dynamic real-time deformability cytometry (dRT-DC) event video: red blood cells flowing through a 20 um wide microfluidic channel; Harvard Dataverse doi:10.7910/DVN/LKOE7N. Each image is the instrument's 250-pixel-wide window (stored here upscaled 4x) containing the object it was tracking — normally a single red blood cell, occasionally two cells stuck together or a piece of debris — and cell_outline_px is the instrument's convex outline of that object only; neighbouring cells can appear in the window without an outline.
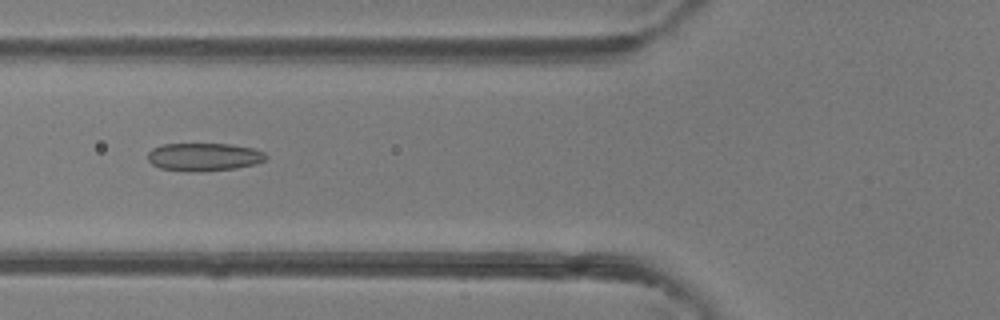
{"species": "common noctule bat (a hibernating species)", "species_latin": "Nyctalus noctula", "temperature_condition": "room temperature", "stored_images_in_passage": 17, "camera_frame_rate_fps": 3000, "um_per_image_px": 0.085, "animal": {"sex": "female"}, "frame": {"image": 1, "passage_image": 10, "time_ms": 3.0, "image_size_px": [1000, 320], "cell_outline_px": [[268, 156], [264, 160], [256, 164], [236, 168], [196, 172], [192, 172], [160, 168], [152, 164], [148, 160], [148, 152], [152, 148], [164, 144], [232, 144], [252, 148], [264, 152]], "centroid_in_image_um": [17.33, 13.34], "position_along_channel_um": 108.5, "area_um2": 19.31}}
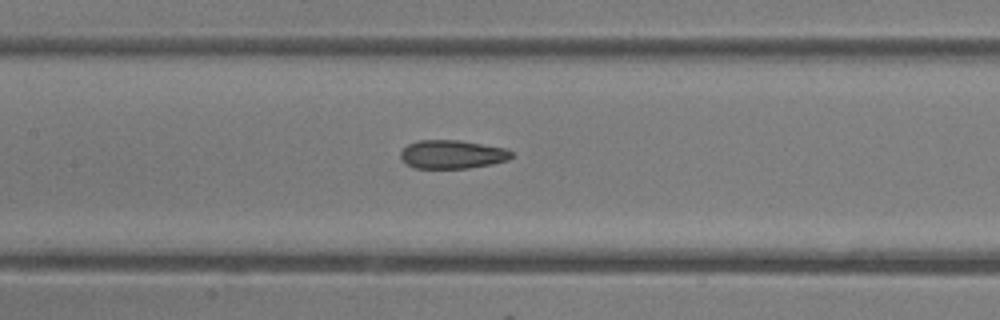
{"frame": {"image": 2, "passage_image": 14, "time_ms": 4.333, "image_size_px": [1000, 320], "cell_outline_px": [[512, 156], [508, 160], [492, 164], [468, 168], [416, 168], [400, 160], [400, 152], [408, 144], [416, 140], [460, 140], [504, 148], [512, 152]], "centroid_in_image_um": [38.41, 13.12], "position_along_channel_um": 169.0, "area_um2": 18.44}}
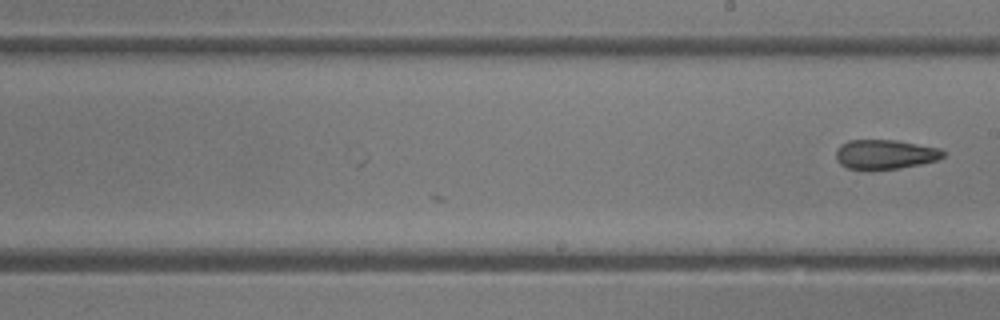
{"frame": {"image": 3, "passage_image": 17, "time_ms": 5.333, "image_size_px": [1000, 320], "cell_outline_px": [[944, 156], [936, 160], [920, 164], [900, 168], [848, 168], [840, 164], [836, 160], [836, 152], [840, 144], [848, 140], [896, 140], [940, 148], [944, 152]], "centroid_in_image_um": [75.22, 13.09], "position_along_channel_um": 213.8, "area_um2": 18.09}}